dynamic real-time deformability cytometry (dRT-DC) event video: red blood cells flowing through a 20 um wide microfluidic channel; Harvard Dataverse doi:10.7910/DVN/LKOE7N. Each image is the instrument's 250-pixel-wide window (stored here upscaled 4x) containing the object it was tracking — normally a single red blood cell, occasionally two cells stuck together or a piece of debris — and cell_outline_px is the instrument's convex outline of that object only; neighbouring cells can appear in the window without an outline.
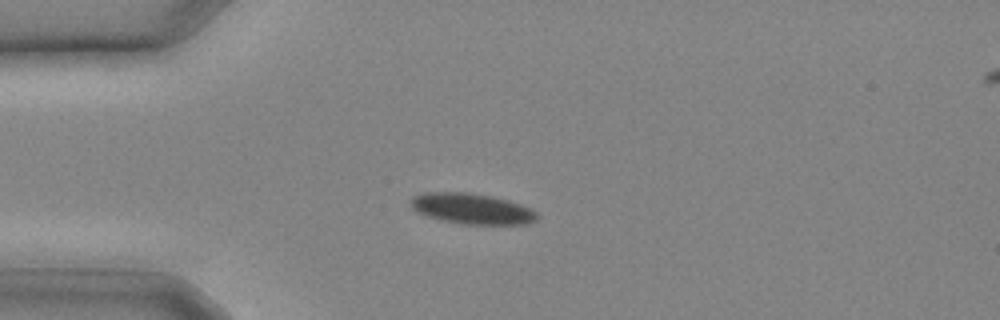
{"species": "common noctule bat (a hibernating species)", "species_latin": "Nyctalus noctula", "temperature_condition": "cold", "stored_images_in_passage": 9, "camera_frame_rate_fps": 3000, "um_per_image_px": 0.085, "animal": {"sex": "male", "body_mass_g": 20.4}, "frame": {"image": 1, "passage_image": 6, "time_ms": 1.667, "image_size_px": [1000, 320], "cell_outline_px": [[540, 216], [536, 220], [528, 224], [464, 224], [444, 220], [428, 216], [416, 212], [412, 208], [412, 196], [424, 192], [468, 192], [492, 196], [508, 200], [520, 204], [536, 212]], "centroid_in_image_um": [40.12, 17.73], "position_along_channel_um": 44.9, "area_um2": 22.48}}
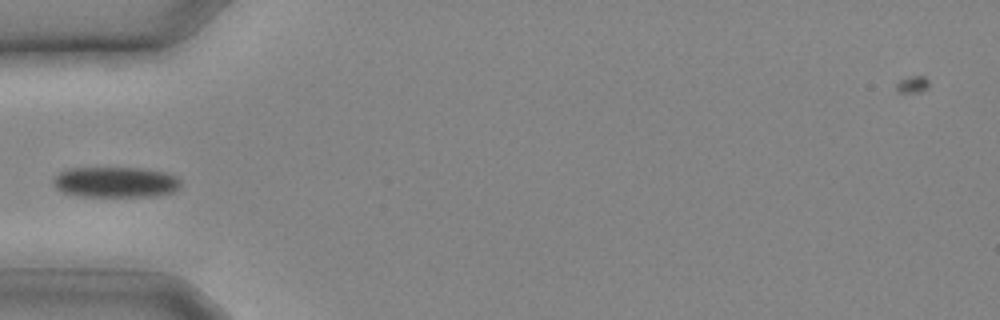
{"frame": {"image": 2, "passage_image": 8, "time_ms": 2.333, "image_size_px": [1000, 320], "cell_outline_px": [[180, 184], [172, 192], [156, 196], [80, 196], [64, 192], [56, 188], [52, 180], [60, 172], [68, 168], [144, 168], [168, 172], [176, 176], [180, 180]], "centroid_in_image_um": [9.84, 15.47], "position_along_channel_um": 75.2, "area_um2": 22.72}}